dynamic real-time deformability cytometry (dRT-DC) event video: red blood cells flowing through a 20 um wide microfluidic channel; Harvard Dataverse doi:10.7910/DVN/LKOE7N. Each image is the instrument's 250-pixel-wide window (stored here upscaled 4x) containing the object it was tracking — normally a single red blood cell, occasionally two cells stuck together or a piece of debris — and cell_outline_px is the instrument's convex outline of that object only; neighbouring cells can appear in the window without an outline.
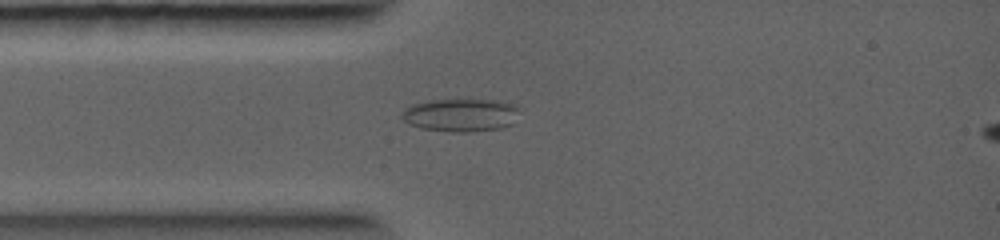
{"species": "common noctule bat (a hibernating species)", "species_latin": "Nyctalus noctula", "temperature_condition": "warm", "stored_images_in_passage": 1, "camera_frame_rate_fps": 5000, "um_per_image_px": 0.085, "animal": {"sex": "female", "body_mass_g": 19.0, "forearm_length_mm": 56.7}, "frame": {"image": 1, "passage_image": 1, "time_ms": 0.0, "image_size_px": [1000, 240], "cell_outline_px": [[516, 108], [512, 124], [500, 128], [468, 132], [448, 132], [420, 128], [404, 120], [400, 116], [404, 108], [412, 104], [428, 100], [496, 100], [516, 104]], "centroid_in_image_um": [39.1, 9.78], "position_along_channel_um": 45.9, "area_um2": 22.43}}